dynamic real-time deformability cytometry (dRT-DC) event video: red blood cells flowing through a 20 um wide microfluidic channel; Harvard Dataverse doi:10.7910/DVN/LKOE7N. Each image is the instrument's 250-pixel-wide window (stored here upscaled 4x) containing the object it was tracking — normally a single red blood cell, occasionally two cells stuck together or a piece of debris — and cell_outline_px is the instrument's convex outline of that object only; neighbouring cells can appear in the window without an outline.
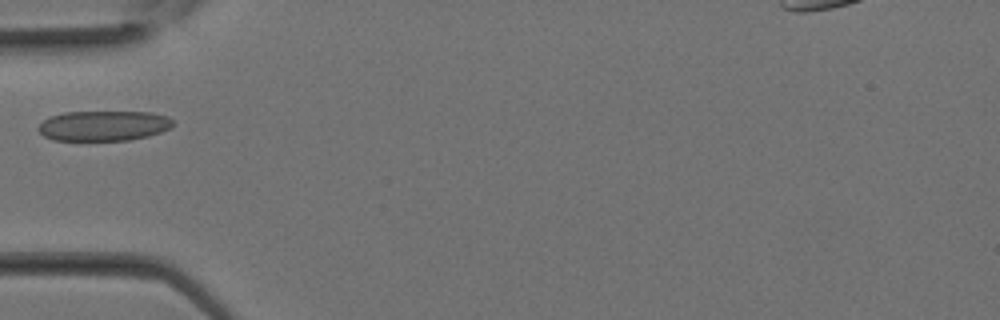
{"species": "Egyptian fruit bat (a non-hibernating species)", "species_latin": "Rousettus aegyptiacus", "temperature_condition": "room temperature", "stored_images_in_passage": 7, "camera_frame_rate_fps": 3000, "um_per_image_px": 0.085, "animal": {"sex": "female"}, "frame": {"image": 1, "passage_image": 6, "time_ms": 1.667, "image_size_px": [1000, 320], "cell_outline_px": [[172, 124], [168, 128], [160, 132], [148, 136], [128, 140], [52, 140], [44, 136], [36, 128], [48, 116], [64, 112], [152, 112], [168, 116], [172, 120]], "centroid_in_image_um": [8.77, 10.68], "position_along_channel_um": 76.2, "area_um2": 23.64}}